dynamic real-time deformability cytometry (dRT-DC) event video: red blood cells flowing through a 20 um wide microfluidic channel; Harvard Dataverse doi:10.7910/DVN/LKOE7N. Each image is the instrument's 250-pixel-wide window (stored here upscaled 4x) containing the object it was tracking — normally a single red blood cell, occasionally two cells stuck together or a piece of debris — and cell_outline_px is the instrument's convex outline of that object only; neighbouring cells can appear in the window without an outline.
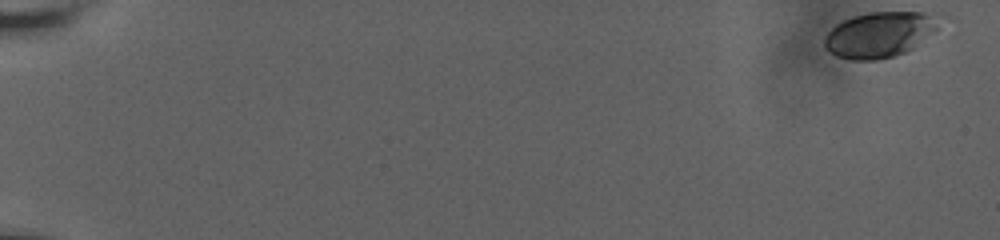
{"species": "human", "species_latin": "Homo sapiens", "temperature_condition": "room temperature", "stored_images_in_passage": 26, "camera_frame_rate_fps": 3000, "um_per_image_px": 0.085, "donor": {"sex": "male"}, "frame": {"image": 1, "passage_image": 1, "time_ms": 0.0, "image_size_px": [1000, 240], "cell_outline_px": [[940, 20], [936, 28], [932, 32], [912, 48], [904, 52], [892, 56], [876, 60], [852, 60], [836, 56], [824, 48], [824, 36], [836, 24], [844, 20], [856, 16], [872, 12], [924, 12]], "centroid_in_image_um": [74.69, 2.95], "position_along_channel_um": 10.3, "area_um2": 29.82}}
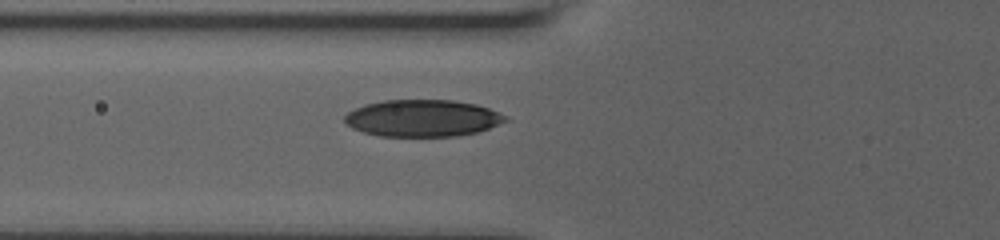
{"frame": {"image": 2, "passage_image": 14, "time_ms": 8.0, "image_size_px": [1000, 240], "cell_outline_px": [[508, 120], [488, 128], [476, 132], [456, 136], [380, 136], [364, 132], [352, 128], [344, 120], [344, 116], [348, 112], [364, 104], [384, 100], [452, 100], [476, 104], [488, 108], [504, 116]], "centroid_in_image_um": [35.87, 10.04], "position_along_channel_um": 89.9, "area_um2": 34.28}}
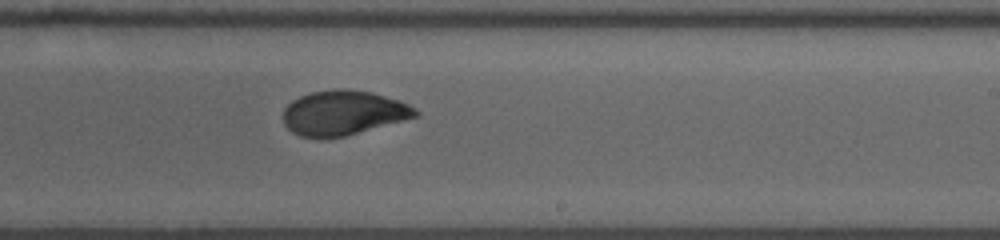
{"frame": {"image": 3, "passage_image": 26, "time_ms": 12.667, "image_size_px": [1000, 240], "cell_outline_px": [[420, 116], [344, 136], [320, 140], [300, 136], [292, 132], [284, 124], [284, 108], [292, 100], [300, 96], [312, 92], [332, 88], [344, 88], [372, 92], [408, 104], [416, 108], [420, 112]], "centroid_in_image_um": [29.17, 9.6], "position_along_channel_um": 259.8, "area_um2": 34.74}}